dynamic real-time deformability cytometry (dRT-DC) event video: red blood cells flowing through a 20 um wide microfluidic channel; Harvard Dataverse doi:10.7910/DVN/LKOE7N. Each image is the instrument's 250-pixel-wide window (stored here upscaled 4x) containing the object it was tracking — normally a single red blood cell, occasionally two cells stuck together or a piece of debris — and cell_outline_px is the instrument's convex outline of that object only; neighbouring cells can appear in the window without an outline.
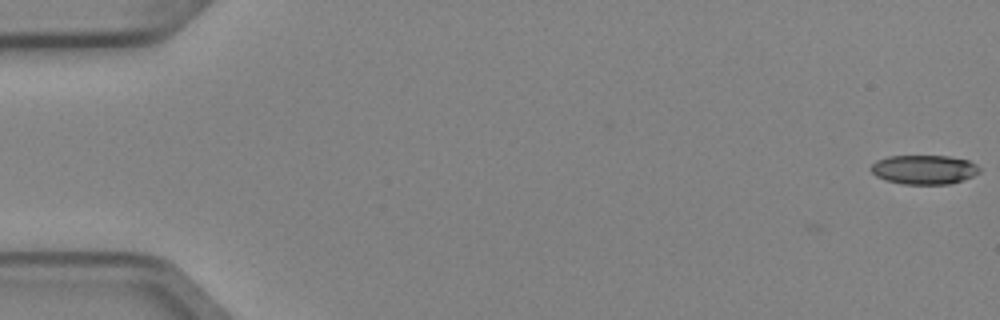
{"species": "Egyptian fruit bat (a non-hibernating species)", "species_latin": "Rousettus aegyptiacus", "temperature_condition": "cold", "stored_images_in_passage": 5, "camera_frame_rate_fps": 3000, "um_per_image_px": 0.085, "animal": {"sex": "female"}, "frame": {"image": 1, "passage_image": 1, "time_ms": 0.0, "image_size_px": [1000, 320], "cell_outline_px": [[980, 172], [972, 176], [948, 184], [904, 184], [884, 180], [876, 176], [872, 172], [872, 164], [876, 160], [888, 156], [948, 156], [968, 160], [976, 164], [980, 168]], "centroid_in_image_um": [78.53, 14.41], "position_along_channel_um": 6.5, "area_um2": 18.38}}
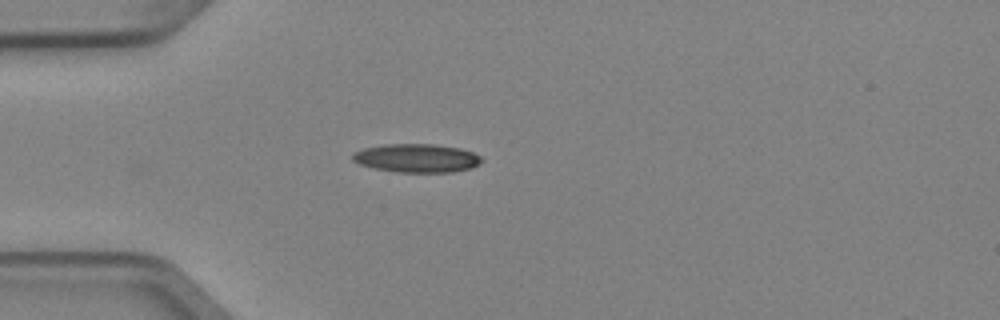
{"frame": {"image": 2, "passage_image": 5, "time_ms": 1.333, "image_size_px": [1000, 320], "cell_outline_px": [[484, 160], [480, 164], [472, 168], [452, 172], [396, 172], [376, 168], [360, 164], [352, 160], [352, 152], [364, 148], [384, 144], [432, 144], [460, 148], [472, 152], [480, 156]], "centroid_in_image_um": [35.44, 13.44], "position_along_channel_um": 49.6, "area_um2": 21.5}}